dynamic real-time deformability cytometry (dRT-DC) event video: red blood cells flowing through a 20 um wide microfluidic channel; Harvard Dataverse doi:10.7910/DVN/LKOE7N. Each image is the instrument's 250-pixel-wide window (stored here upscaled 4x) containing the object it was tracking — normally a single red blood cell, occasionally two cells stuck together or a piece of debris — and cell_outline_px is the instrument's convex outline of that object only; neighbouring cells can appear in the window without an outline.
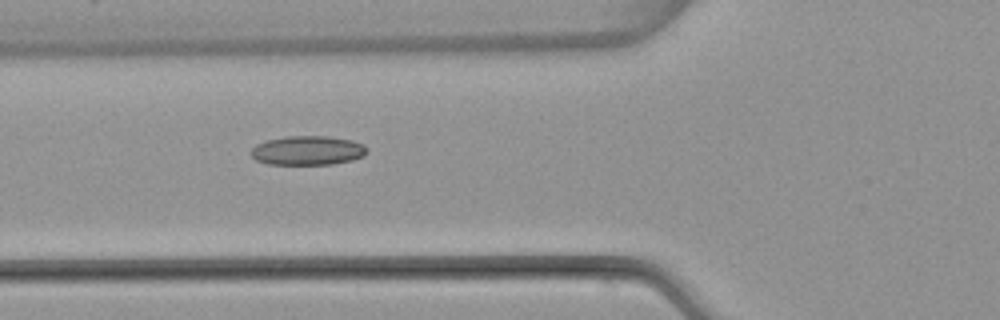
{"species": "common noctule bat (a hibernating species)", "species_latin": "Nyctalus noctula", "temperature_condition": "warm", "stored_images_in_passage": 3, "camera_frame_rate_fps": 3000, "um_per_image_px": 0.085, "animal": {"sex": "female", "body_mass_g": 22.7, "forearm_length_mm": 54.2}, "frame": {"image": 1, "passage_image": 3, "time_ms": 2.333, "image_size_px": [1000, 320], "cell_outline_px": [[368, 148], [364, 156], [352, 160], [332, 164], [268, 164], [256, 160], [252, 156], [252, 148], [256, 144], [268, 140], [288, 136], [328, 136], [352, 140], [364, 144]], "centroid_in_image_um": [26.19, 12.79], "position_along_channel_um": 99.6, "area_um2": 19.71}}